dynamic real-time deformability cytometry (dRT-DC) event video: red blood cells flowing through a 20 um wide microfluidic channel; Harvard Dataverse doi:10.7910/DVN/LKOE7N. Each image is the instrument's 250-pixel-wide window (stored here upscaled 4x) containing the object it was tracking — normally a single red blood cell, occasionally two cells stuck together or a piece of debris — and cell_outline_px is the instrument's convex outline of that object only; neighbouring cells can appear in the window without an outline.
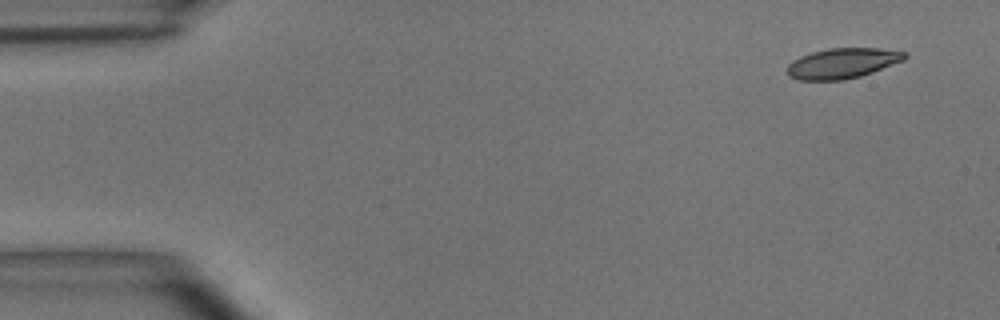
{"species": "common noctule bat (a hibernating species)", "species_latin": "Nyctalus noctula", "temperature_condition": "room temperature", "stored_images_in_passage": 4, "camera_frame_rate_fps": 3000, "um_per_image_px": 0.085, "animal": {"sex": "male", "body_mass_g": 15.6}, "frame": {"image": 1, "passage_image": 1, "time_ms": 0.0, "image_size_px": [1000, 320], "cell_outline_px": [[908, 56], [904, 60], [872, 72], [860, 76], [844, 80], [800, 80], [788, 76], [788, 64], [792, 60], [800, 56], [812, 52], [828, 48], [880, 48], [904, 52]], "centroid_in_image_um": [71.59, 5.37], "position_along_channel_um": 13.4, "area_um2": 20.69}}
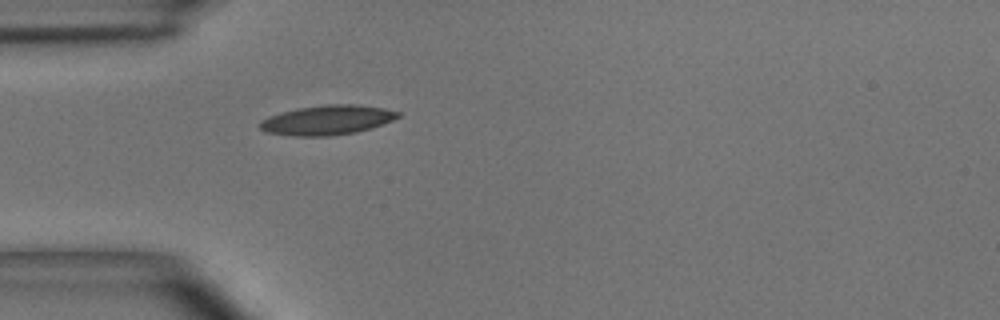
{"frame": {"image": 2, "passage_image": 4, "time_ms": 1.0, "image_size_px": [1000, 320], "cell_outline_px": [[400, 116], [384, 124], [372, 128], [356, 132], [328, 136], [292, 136], [264, 132], [260, 128], [260, 120], [268, 116], [280, 112], [300, 108], [324, 104], [356, 104], [384, 108], [400, 112]], "centroid_in_image_um": [27.8, 10.2], "position_along_channel_um": 57.2, "area_um2": 23.99}}